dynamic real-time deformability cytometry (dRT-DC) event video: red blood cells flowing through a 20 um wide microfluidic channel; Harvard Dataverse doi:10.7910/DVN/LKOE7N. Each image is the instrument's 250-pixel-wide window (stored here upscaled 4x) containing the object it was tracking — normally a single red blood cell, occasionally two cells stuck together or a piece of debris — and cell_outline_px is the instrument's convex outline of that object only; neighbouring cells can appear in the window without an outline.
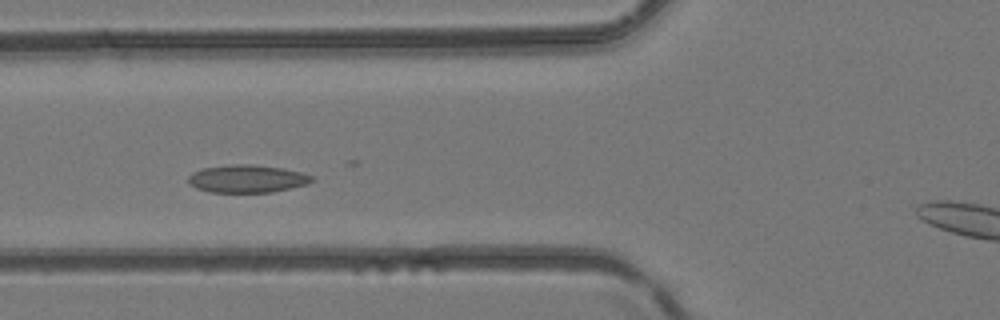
{"species": "common noctule bat (a hibernating species)", "species_latin": "Nyctalus noctula", "temperature_condition": "room temperature", "stored_images_in_passage": 7, "camera_frame_rate_fps": 3000, "um_per_image_px": 0.085, "animal": {"sex": "female", "body_mass_g": 24.6, "forearm_length_mm": 56.2}, "frame": {"image": 1, "passage_image": 4, "time_ms": 1.0, "image_size_px": [1000, 320], "cell_outline_px": [[312, 180], [308, 184], [272, 192], [208, 192], [196, 188], [188, 184], [188, 176], [192, 172], [200, 168], [228, 164], [252, 164], [284, 168], [300, 172], [312, 176]], "centroid_in_image_um": [20.94, 15.18], "position_along_channel_um": 104.9, "area_um2": 20.17}}